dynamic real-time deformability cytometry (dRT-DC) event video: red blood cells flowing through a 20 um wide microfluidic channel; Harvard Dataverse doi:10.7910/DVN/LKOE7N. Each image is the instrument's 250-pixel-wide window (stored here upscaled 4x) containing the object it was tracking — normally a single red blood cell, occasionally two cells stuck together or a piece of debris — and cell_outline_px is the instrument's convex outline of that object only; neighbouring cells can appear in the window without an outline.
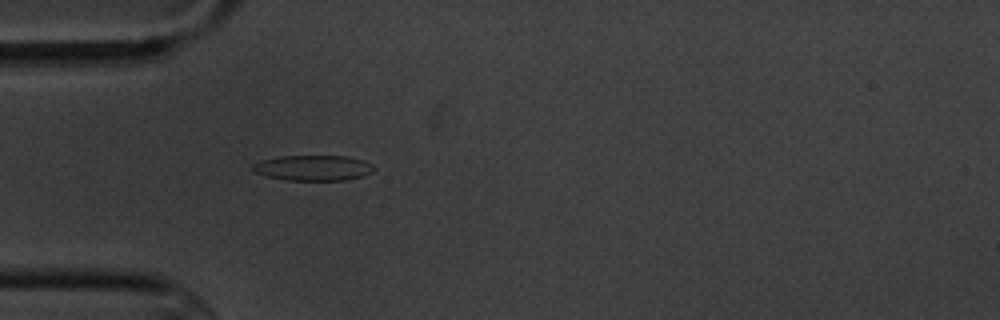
{"species": "common noctule bat (a hibernating species)", "species_latin": "Nyctalus noctula", "temperature_condition": "cold", "stored_images_in_passage": 1, "camera_frame_rate_fps": 3000, "um_per_image_px": 0.085, "animal": {"sex": "male", "body_mass_g": 20.1, "forearm_length_mm": 53.5}, "frame": {"image": 1, "passage_image": 1, "time_ms": 0.0, "image_size_px": [1000, 320], "cell_outline_px": [[376, 168], [372, 172], [364, 176], [344, 180], [288, 180], [268, 176], [256, 172], [248, 168], [252, 164], [264, 160], [280, 156], [344, 156], [364, 160], [372, 164]], "centroid_in_image_um": [26.65, 14.27], "position_along_channel_um": 58.4, "area_um2": 17.92}}